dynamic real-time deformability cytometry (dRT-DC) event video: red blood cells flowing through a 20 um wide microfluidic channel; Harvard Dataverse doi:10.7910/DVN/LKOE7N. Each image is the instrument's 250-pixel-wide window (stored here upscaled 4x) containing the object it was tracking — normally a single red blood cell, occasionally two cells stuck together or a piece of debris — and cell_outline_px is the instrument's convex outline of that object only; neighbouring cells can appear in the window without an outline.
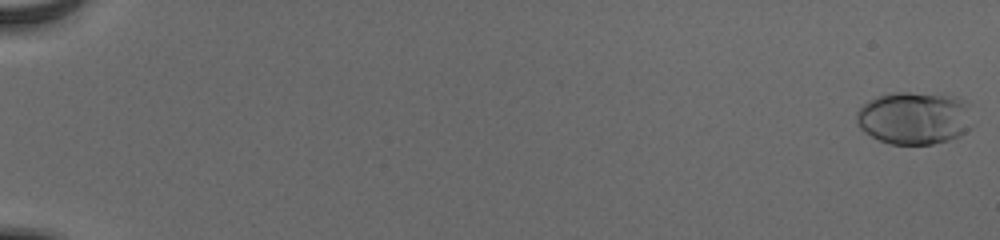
{"species": "human", "species_latin": "Homo sapiens", "temperature_condition": "cold", "stored_images_in_passage": 56, "camera_frame_rate_fps": 3000, "um_per_image_px": 0.085, "donor": {"sex": "male"}, "frame": {"image": 1, "passage_image": 1, "time_ms": 0.0, "image_size_px": [1000, 240], "cell_outline_px": [[968, 128], [964, 132], [948, 140], [932, 144], [892, 144], [880, 140], [872, 136], [860, 128], [856, 120], [856, 112], [864, 104], [876, 96], [892, 92], [908, 92], [948, 96], [956, 100], [960, 104]], "centroid_in_image_um": [77.52, 10.05], "position_along_channel_um": 7.5, "area_um2": 33.93}}
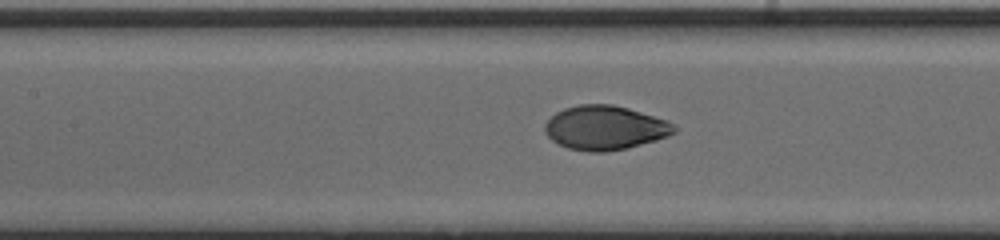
{"frame": {"image": 2, "passage_image": 29, "time_ms": 9.333, "image_size_px": [1000, 240], "cell_outline_px": [[676, 132], [668, 136], [656, 140], [624, 148], [604, 152], [588, 152], [568, 148], [556, 144], [544, 132], [544, 124], [556, 112], [564, 108], [580, 104], [612, 104], [628, 108], [668, 120], [676, 128]], "centroid_in_image_um": [51.4, 10.86], "position_along_channel_um": 156.0, "area_um2": 33.29}}
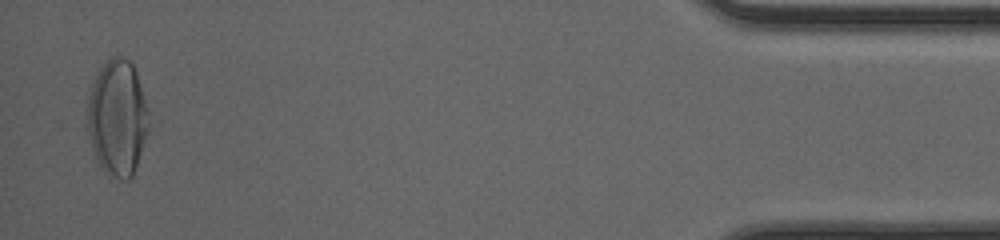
{"frame": {"image": 3, "passage_image": 55, "time_ms": 18.0, "image_size_px": [1000, 240], "cell_outline_px": [[148, 132], [132, 176], [128, 180], [120, 180], [108, 176], [104, 172], [92, 148], [88, 132], [88, 96], [92, 84], [100, 68], [112, 56], [120, 56], [128, 60], [132, 64], [136, 72], [144, 100], [148, 124]], "centroid_in_image_um": [9.96, 10.04], "position_along_channel_um": 425.2, "area_um2": 40.81}, "authors_computed_cell_mechanics": {"area_um2": 32.946, "velocity_mm_per_s": 3.9056, "shape_relaxation_time_tau1_ms": 4.0065, "shape_relaxation_time_tau2_ms": null, "deformation_change_tau1": 0.1797, "deformation_change_tau2": null}}